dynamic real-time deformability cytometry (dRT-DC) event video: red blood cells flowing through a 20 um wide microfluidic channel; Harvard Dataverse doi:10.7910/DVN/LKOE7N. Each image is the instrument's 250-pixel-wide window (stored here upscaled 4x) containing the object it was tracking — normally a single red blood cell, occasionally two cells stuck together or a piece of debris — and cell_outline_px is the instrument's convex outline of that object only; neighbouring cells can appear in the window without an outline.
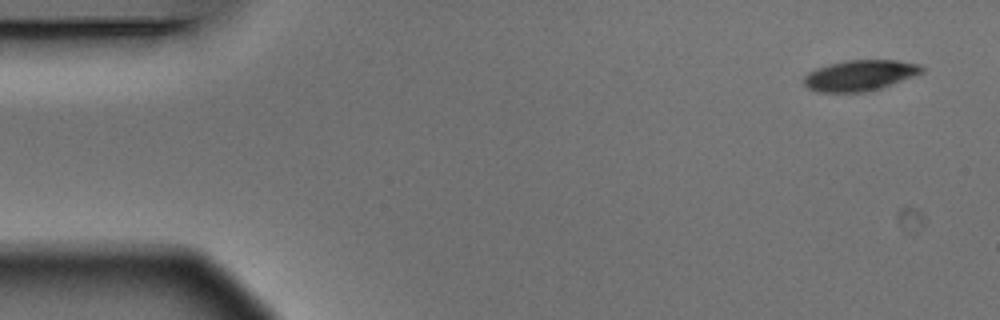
{"species": "Egyptian fruit bat (a non-hibernating species)", "species_latin": "Rousettus aegyptiacus", "temperature_condition": "warm", "stored_images_in_passage": 9, "camera_frame_rate_fps": 3000, "um_per_image_px": 0.085, "animal": {"sex": "male"}, "frame": {"image": 1, "passage_image": 1, "time_ms": 0.0, "image_size_px": [1000, 320], "cell_outline_px": [[924, 68], [920, 72], [880, 88], [864, 92], [820, 92], [808, 88], [804, 84], [804, 76], [808, 72], [816, 68], [828, 64], [848, 60], [896, 60], [920, 64]], "centroid_in_image_um": [73.02, 6.4], "position_along_channel_um": 12.0, "area_um2": 20.75}}
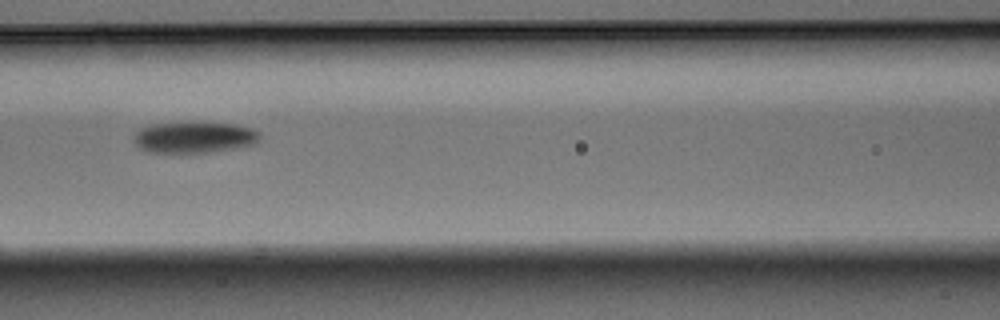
{"frame": {"image": 2, "passage_image": 7, "time_ms": 2.0, "image_size_px": [1000, 320], "cell_outline_px": [[260, 140], [256, 144], [236, 148], [208, 152], [148, 152], [140, 148], [132, 140], [136, 132], [140, 128], [152, 124], [236, 124], [252, 128], [260, 132]], "centroid_in_image_um": [16.54, 11.69], "position_along_channel_um": 150.1, "area_um2": 22.48}}
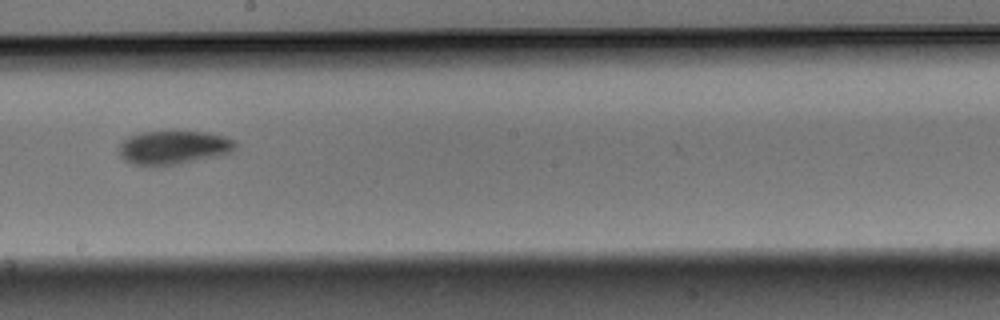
{"frame": {"image": 3, "passage_image": 9, "time_ms": 2.667, "image_size_px": [1000, 320], "cell_outline_px": [[236, 148], [232, 152], [220, 156], [164, 168], [156, 168], [132, 164], [124, 160], [120, 156], [120, 144], [128, 136], [140, 132], [208, 132], [224, 136], [232, 140], [236, 144]], "centroid_in_image_um": [14.74, 12.59], "position_along_channel_um": 233.5, "area_um2": 23.52}}